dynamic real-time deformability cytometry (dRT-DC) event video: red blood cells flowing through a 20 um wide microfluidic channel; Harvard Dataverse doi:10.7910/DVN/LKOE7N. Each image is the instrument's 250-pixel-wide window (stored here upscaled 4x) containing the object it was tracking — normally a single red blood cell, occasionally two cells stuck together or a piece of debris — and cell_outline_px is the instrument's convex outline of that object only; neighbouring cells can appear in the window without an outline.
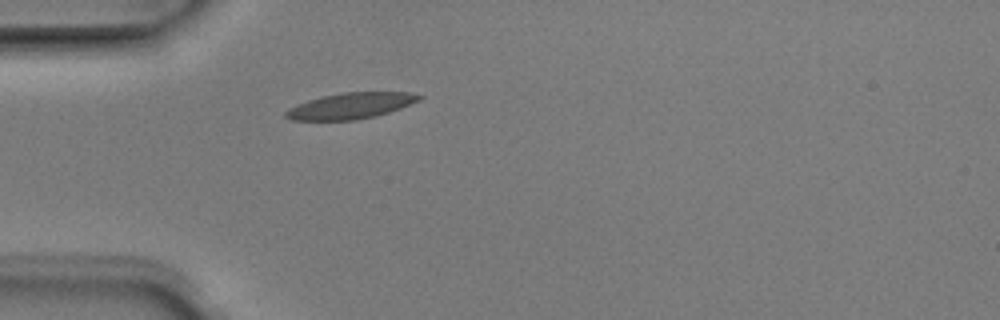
{"species": "Egyptian fruit bat (a non-hibernating species)", "species_latin": "Rousettus aegyptiacus", "temperature_condition": "room temperature", "stored_images_in_passage": 1, "camera_frame_rate_fps": 3000, "um_per_image_px": 0.085, "animal": {"sex": "male"}, "frame": {"image": 1, "passage_image": 1, "time_ms": 0.0, "image_size_px": [1000, 320], "cell_outline_px": [[424, 96], [420, 100], [400, 108], [376, 116], [356, 120], [292, 120], [284, 116], [284, 112], [288, 108], [296, 104], [308, 100], [324, 96], [344, 92], [408, 92]], "centroid_in_image_um": [29.79, 8.99], "position_along_channel_um": 55.2, "area_um2": 20.17}}